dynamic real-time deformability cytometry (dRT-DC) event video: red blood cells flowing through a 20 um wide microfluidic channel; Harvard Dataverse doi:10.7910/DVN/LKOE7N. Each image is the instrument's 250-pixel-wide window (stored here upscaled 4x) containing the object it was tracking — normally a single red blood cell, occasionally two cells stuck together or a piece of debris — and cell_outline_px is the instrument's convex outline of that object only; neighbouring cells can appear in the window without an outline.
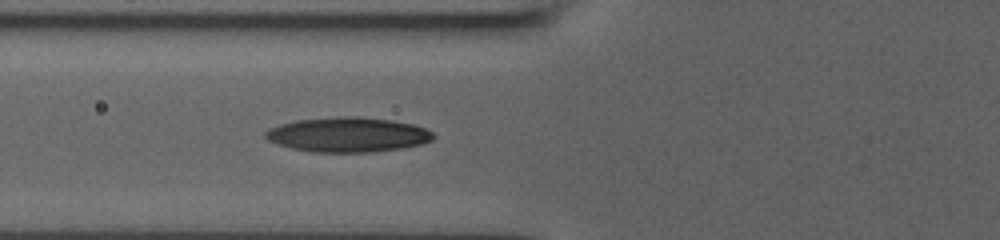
{"species": "human", "species_latin": "Homo sapiens", "temperature_condition": "room temperature", "stored_images_in_passage": 9, "camera_frame_rate_fps": 3000, "um_per_image_px": 0.085, "donor": {"sex": "male"}, "frame": {"image": 1, "passage_image": 9, "time_ms": 2.667, "image_size_px": [1000, 240], "cell_outline_px": [[436, 136], [432, 140], [424, 144], [404, 148], [376, 152], [312, 152], [292, 148], [268, 140], [264, 136], [264, 132], [268, 128], [280, 124], [296, 120], [336, 116], [360, 116], [392, 120], [412, 124], [424, 128], [432, 132]], "centroid_in_image_um": [29.59, 11.44], "position_along_channel_um": 96.2, "area_um2": 34.33}}